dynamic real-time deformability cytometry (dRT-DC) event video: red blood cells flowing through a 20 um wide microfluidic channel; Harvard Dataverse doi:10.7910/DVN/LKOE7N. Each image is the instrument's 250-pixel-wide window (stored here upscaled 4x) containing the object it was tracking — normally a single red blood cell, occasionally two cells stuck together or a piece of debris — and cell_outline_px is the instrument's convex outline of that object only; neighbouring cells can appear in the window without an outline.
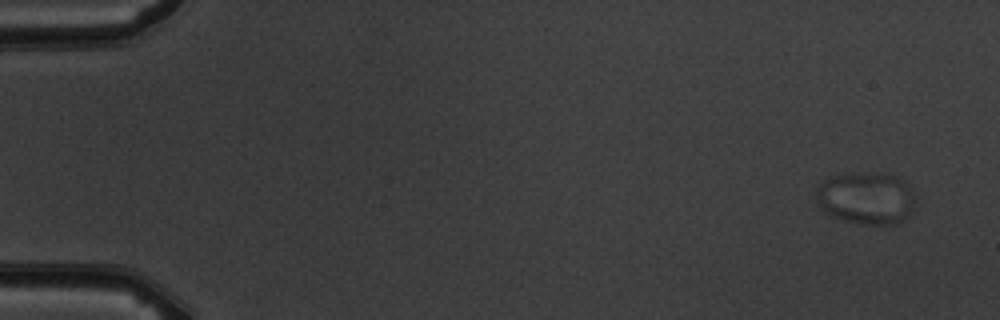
{"species": "common noctule bat (a hibernating species)", "species_latin": "Nyctalus noctula", "temperature_condition": "warm", "stored_images_in_passage": 5, "camera_frame_rate_fps": 3000, "um_per_image_px": 0.085, "animal": {"sex": "male", "body_mass_g": 19.5, "forearm_length_mm": 54.6}, "frame": {"image": 1, "passage_image": 1, "time_ms": 0.0, "image_size_px": [1000, 320], "cell_outline_px": [[916, 200], [908, 216], [896, 224], [868, 224], [844, 220], [828, 212], [820, 204], [816, 196], [816, 192], [820, 180], [832, 176], [852, 172], [872, 172], [900, 176], [912, 188]], "centroid_in_image_um": [73.67, 16.79], "position_along_channel_um": 11.3, "area_um2": 30.29}}
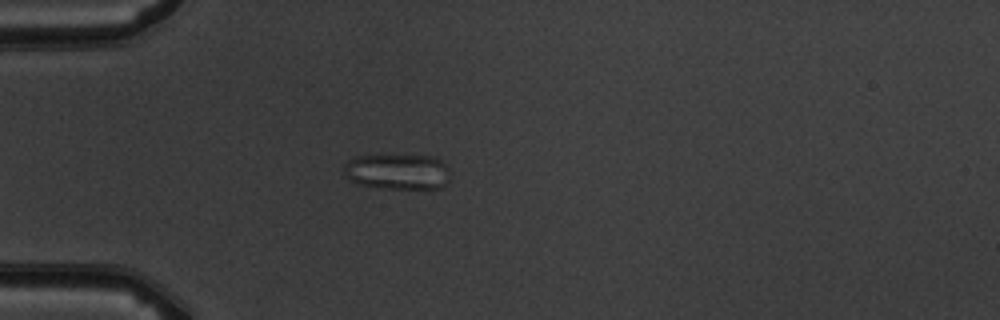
{"frame": {"image": 2, "passage_image": 5, "time_ms": 4.333, "image_size_px": [1000, 320], "cell_outline_px": [[448, 180], [440, 188], [384, 188], [356, 184], [348, 180], [344, 176], [344, 164], [348, 160], [356, 156], [376, 152], [440, 156], [448, 168]], "centroid_in_image_um": [33.74, 14.51], "position_along_channel_um": 51.3, "area_um2": 23.35}}